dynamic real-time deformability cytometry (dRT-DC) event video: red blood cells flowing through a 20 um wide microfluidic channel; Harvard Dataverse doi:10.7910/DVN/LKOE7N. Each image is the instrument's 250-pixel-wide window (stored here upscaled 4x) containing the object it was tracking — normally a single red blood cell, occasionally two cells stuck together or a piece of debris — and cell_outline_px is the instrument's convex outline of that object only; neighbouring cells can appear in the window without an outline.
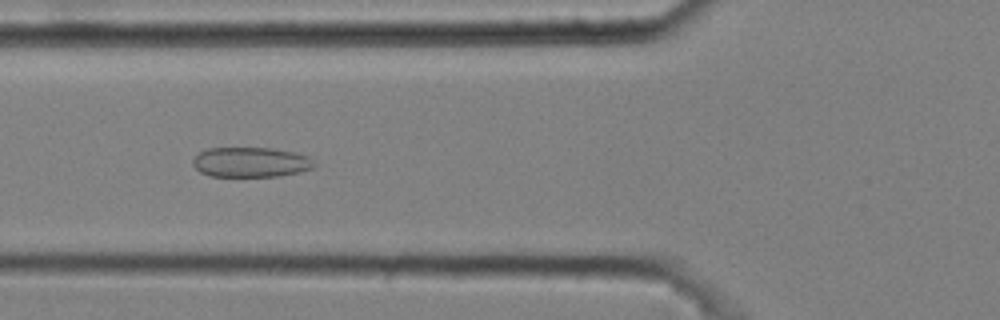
{"species": "common noctule bat (a hibernating species)", "species_latin": "Nyctalus noctula", "temperature_condition": "cold", "stored_images_in_passage": 21, "camera_frame_rate_fps": 3000, "um_per_image_px": 0.085, "animal": {"sex": "male", "body_mass_g": 20.4}, "frame": {"image": 1, "passage_image": 8, "time_ms": 2.333, "image_size_px": [1000, 320], "cell_outline_px": [[316, 164], [312, 168], [300, 172], [276, 176], [212, 176], [200, 172], [192, 164], [192, 160], [200, 152], [208, 148], [268, 148], [296, 152], [308, 156]], "centroid_in_image_um": [21.32, 13.78], "position_along_channel_um": 104.5, "area_um2": 21.1}}
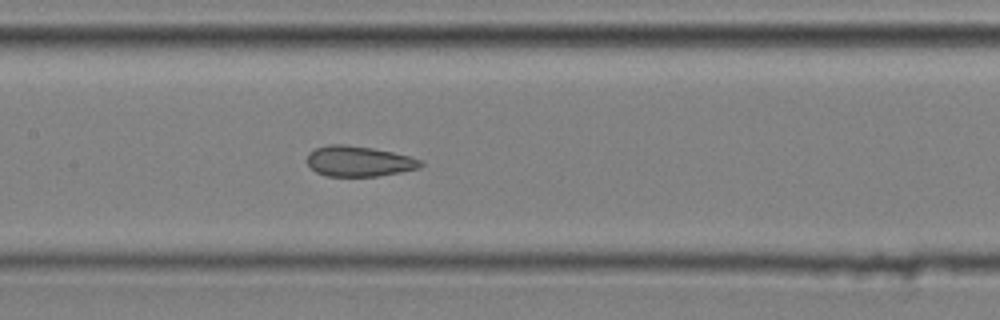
{"frame": {"image": 2, "passage_image": 14, "time_ms": 4.333, "image_size_px": [1000, 320], "cell_outline_px": [[424, 164], [420, 168], [400, 172], [376, 176], [328, 176], [316, 172], [308, 164], [308, 152], [316, 148], [328, 144], [344, 144], [372, 148], [392, 152], [424, 160]], "centroid_in_image_um": [30.52, 13.7], "position_along_channel_um": 176.9, "area_um2": 20.11}}
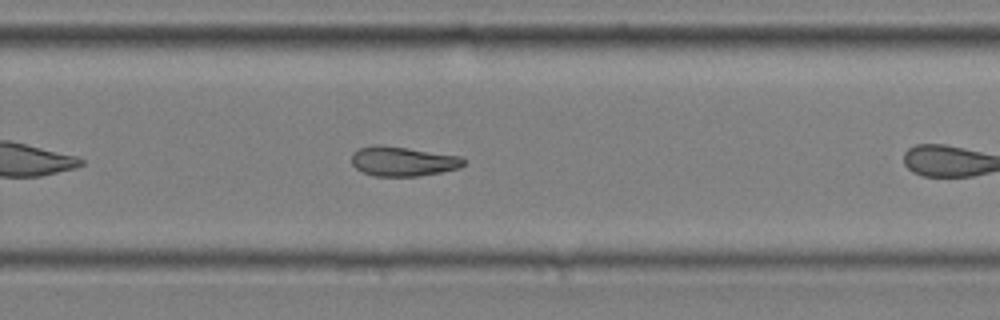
{"frame": {"image": 3, "passage_image": 20, "time_ms": 6.333, "image_size_px": [1000, 320], "cell_outline_px": [[468, 160], [460, 168], [440, 172], [416, 176], [372, 176], [356, 168], [352, 164], [352, 152], [360, 148], [372, 144], [380, 144], [408, 148], [460, 156]], "centroid_in_image_um": [34.24, 13.7], "position_along_channel_um": 295.6, "area_um2": 19.42}}